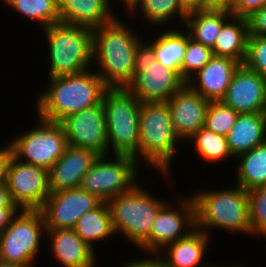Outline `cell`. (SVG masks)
<instances>
[{"instance_id": "12", "label": "cell", "mask_w": 266, "mask_h": 267, "mask_svg": "<svg viewBox=\"0 0 266 267\" xmlns=\"http://www.w3.org/2000/svg\"><path fill=\"white\" fill-rule=\"evenodd\" d=\"M171 201L161 208L148 238L138 247L139 251L146 253V257H155L167 245L196 228L195 203L191 193L185 196L179 194L176 200Z\"/></svg>"}, {"instance_id": "20", "label": "cell", "mask_w": 266, "mask_h": 267, "mask_svg": "<svg viewBox=\"0 0 266 267\" xmlns=\"http://www.w3.org/2000/svg\"><path fill=\"white\" fill-rule=\"evenodd\" d=\"M239 65L232 58L213 55L186 84L209 101H221Z\"/></svg>"}, {"instance_id": "8", "label": "cell", "mask_w": 266, "mask_h": 267, "mask_svg": "<svg viewBox=\"0 0 266 267\" xmlns=\"http://www.w3.org/2000/svg\"><path fill=\"white\" fill-rule=\"evenodd\" d=\"M185 84L179 71L156 61L153 47L142 38L135 54L134 79L127 89L140 102H167Z\"/></svg>"}, {"instance_id": "35", "label": "cell", "mask_w": 266, "mask_h": 267, "mask_svg": "<svg viewBox=\"0 0 266 267\" xmlns=\"http://www.w3.org/2000/svg\"><path fill=\"white\" fill-rule=\"evenodd\" d=\"M244 64L266 80V37L248 36L247 55Z\"/></svg>"}, {"instance_id": "2", "label": "cell", "mask_w": 266, "mask_h": 267, "mask_svg": "<svg viewBox=\"0 0 266 267\" xmlns=\"http://www.w3.org/2000/svg\"><path fill=\"white\" fill-rule=\"evenodd\" d=\"M47 79L46 89L36 94L34 103L37 115L52 122H61L71 114L98 105L108 89L94 68Z\"/></svg>"}, {"instance_id": "38", "label": "cell", "mask_w": 266, "mask_h": 267, "mask_svg": "<svg viewBox=\"0 0 266 267\" xmlns=\"http://www.w3.org/2000/svg\"><path fill=\"white\" fill-rule=\"evenodd\" d=\"M13 156L12 149L8 143L0 148V185L7 183L8 168Z\"/></svg>"}, {"instance_id": "13", "label": "cell", "mask_w": 266, "mask_h": 267, "mask_svg": "<svg viewBox=\"0 0 266 267\" xmlns=\"http://www.w3.org/2000/svg\"><path fill=\"white\" fill-rule=\"evenodd\" d=\"M12 202L19 209L39 210L51 194L49 170L12 156L7 175Z\"/></svg>"}, {"instance_id": "36", "label": "cell", "mask_w": 266, "mask_h": 267, "mask_svg": "<svg viewBox=\"0 0 266 267\" xmlns=\"http://www.w3.org/2000/svg\"><path fill=\"white\" fill-rule=\"evenodd\" d=\"M264 5L266 0H234L229 11L233 16L248 19Z\"/></svg>"}, {"instance_id": "5", "label": "cell", "mask_w": 266, "mask_h": 267, "mask_svg": "<svg viewBox=\"0 0 266 267\" xmlns=\"http://www.w3.org/2000/svg\"><path fill=\"white\" fill-rule=\"evenodd\" d=\"M47 42L48 78L75 75L93 66V29L63 22L42 29Z\"/></svg>"}, {"instance_id": "19", "label": "cell", "mask_w": 266, "mask_h": 267, "mask_svg": "<svg viewBox=\"0 0 266 267\" xmlns=\"http://www.w3.org/2000/svg\"><path fill=\"white\" fill-rule=\"evenodd\" d=\"M46 239L49 241L47 250L61 267H97V252L73 229H46Z\"/></svg>"}, {"instance_id": "28", "label": "cell", "mask_w": 266, "mask_h": 267, "mask_svg": "<svg viewBox=\"0 0 266 267\" xmlns=\"http://www.w3.org/2000/svg\"><path fill=\"white\" fill-rule=\"evenodd\" d=\"M73 230L96 252V243L107 242L109 240L106 239L115 236L108 203L101 202L96 208L82 215Z\"/></svg>"}, {"instance_id": "1", "label": "cell", "mask_w": 266, "mask_h": 267, "mask_svg": "<svg viewBox=\"0 0 266 267\" xmlns=\"http://www.w3.org/2000/svg\"><path fill=\"white\" fill-rule=\"evenodd\" d=\"M121 18L122 15H118L93 29L92 67L98 68L95 71L108 88H127L132 82L136 49L143 38L140 29H133Z\"/></svg>"}, {"instance_id": "41", "label": "cell", "mask_w": 266, "mask_h": 267, "mask_svg": "<svg viewBox=\"0 0 266 267\" xmlns=\"http://www.w3.org/2000/svg\"><path fill=\"white\" fill-rule=\"evenodd\" d=\"M19 210V208H0V234L9 226L11 219Z\"/></svg>"}, {"instance_id": "6", "label": "cell", "mask_w": 266, "mask_h": 267, "mask_svg": "<svg viewBox=\"0 0 266 267\" xmlns=\"http://www.w3.org/2000/svg\"><path fill=\"white\" fill-rule=\"evenodd\" d=\"M167 202L139 183L131 191L112 198L107 203L114 233L123 234L138 248L148 238L155 218Z\"/></svg>"}, {"instance_id": "40", "label": "cell", "mask_w": 266, "mask_h": 267, "mask_svg": "<svg viewBox=\"0 0 266 267\" xmlns=\"http://www.w3.org/2000/svg\"><path fill=\"white\" fill-rule=\"evenodd\" d=\"M234 0H202V9L230 10Z\"/></svg>"}, {"instance_id": "25", "label": "cell", "mask_w": 266, "mask_h": 267, "mask_svg": "<svg viewBox=\"0 0 266 267\" xmlns=\"http://www.w3.org/2000/svg\"><path fill=\"white\" fill-rule=\"evenodd\" d=\"M171 28L172 26L166 29L160 28L161 32L156 31V36L146 41L153 47L156 61L166 68L179 71L182 78V63L188 42V32L182 26Z\"/></svg>"}, {"instance_id": "44", "label": "cell", "mask_w": 266, "mask_h": 267, "mask_svg": "<svg viewBox=\"0 0 266 267\" xmlns=\"http://www.w3.org/2000/svg\"><path fill=\"white\" fill-rule=\"evenodd\" d=\"M0 267H35V265H23L19 263H5L0 261Z\"/></svg>"}, {"instance_id": "24", "label": "cell", "mask_w": 266, "mask_h": 267, "mask_svg": "<svg viewBox=\"0 0 266 267\" xmlns=\"http://www.w3.org/2000/svg\"><path fill=\"white\" fill-rule=\"evenodd\" d=\"M125 9L129 12L130 19L138 12L137 15L140 14L143 22L147 23L145 26L149 24L157 28H166L171 23L179 27L181 22L183 27L188 14V9L180 0H133Z\"/></svg>"}, {"instance_id": "30", "label": "cell", "mask_w": 266, "mask_h": 267, "mask_svg": "<svg viewBox=\"0 0 266 267\" xmlns=\"http://www.w3.org/2000/svg\"><path fill=\"white\" fill-rule=\"evenodd\" d=\"M187 141L192 142L188 144H193L192 151L194 150V153L201 157V161L215 165L227 162L228 159L235 162V158H232L229 151L226 137L209 131L205 127L195 132Z\"/></svg>"}, {"instance_id": "9", "label": "cell", "mask_w": 266, "mask_h": 267, "mask_svg": "<svg viewBox=\"0 0 266 267\" xmlns=\"http://www.w3.org/2000/svg\"><path fill=\"white\" fill-rule=\"evenodd\" d=\"M45 237L46 226L42 212L20 209L0 234V261L34 265L39 259L38 252L42 250L41 242H44Z\"/></svg>"}, {"instance_id": "34", "label": "cell", "mask_w": 266, "mask_h": 267, "mask_svg": "<svg viewBox=\"0 0 266 267\" xmlns=\"http://www.w3.org/2000/svg\"><path fill=\"white\" fill-rule=\"evenodd\" d=\"M212 56L211 48L194 41L188 33V42L182 63V79L187 82L210 61Z\"/></svg>"}, {"instance_id": "16", "label": "cell", "mask_w": 266, "mask_h": 267, "mask_svg": "<svg viewBox=\"0 0 266 267\" xmlns=\"http://www.w3.org/2000/svg\"><path fill=\"white\" fill-rule=\"evenodd\" d=\"M221 102L239 114L266 112V80L240 64Z\"/></svg>"}, {"instance_id": "32", "label": "cell", "mask_w": 266, "mask_h": 267, "mask_svg": "<svg viewBox=\"0 0 266 267\" xmlns=\"http://www.w3.org/2000/svg\"><path fill=\"white\" fill-rule=\"evenodd\" d=\"M238 115L239 113L221 101H210L204 127L226 137Z\"/></svg>"}, {"instance_id": "46", "label": "cell", "mask_w": 266, "mask_h": 267, "mask_svg": "<svg viewBox=\"0 0 266 267\" xmlns=\"http://www.w3.org/2000/svg\"><path fill=\"white\" fill-rule=\"evenodd\" d=\"M114 1V0H113ZM116 1V0H115ZM133 0H117L116 2H120L121 4H124L123 7L125 6L126 8L130 5V3L132 2Z\"/></svg>"}, {"instance_id": "33", "label": "cell", "mask_w": 266, "mask_h": 267, "mask_svg": "<svg viewBox=\"0 0 266 267\" xmlns=\"http://www.w3.org/2000/svg\"><path fill=\"white\" fill-rule=\"evenodd\" d=\"M248 201L252 237L266 239V185L250 189Z\"/></svg>"}, {"instance_id": "31", "label": "cell", "mask_w": 266, "mask_h": 267, "mask_svg": "<svg viewBox=\"0 0 266 267\" xmlns=\"http://www.w3.org/2000/svg\"><path fill=\"white\" fill-rule=\"evenodd\" d=\"M23 16L26 21H32L44 29L52 24L60 22L58 15L57 0H0Z\"/></svg>"}, {"instance_id": "39", "label": "cell", "mask_w": 266, "mask_h": 267, "mask_svg": "<svg viewBox=\"0 0 266 267\" xmlns=\"http://www.w3.org/2000/svg\"><path fill=\"white\" fill-rule=\"evenodd\" d=\"M121 267H164L156 257H144L134 258L122 262Z\"/></svg>"}, {"instance_id": "26", "label": "cell", "mask_w": 266, "mask_h": 267, "mask_svg": "<svg viewBox=\"0 0 266 267\" xmlns=\"http://www.w3.org/2000/svg\"><path fill=\"white\" fill-rule=\"evenodd\" d=\"M232 16L228 10L189 9L183 27L194 41L213 49L222 26Z\"/></svg>"}, {"instance_id": "17", "label": "cell", "mask_w": 266, "mask_h": 267, "mask_svg": "<svg viewBox=\"0 0 266 267\" xmlns=\"http://www.w3.org/2000/svg\"><path fill=\"white\" fill-rule=\"evenodd\" d=\"M210 101L185 84L168 101L174 131L181 141L187 140L205 125Z\"/></svg>"}, {"instance_id": "7", "label": "cell", "mask_w": 266, "mask_h": 267, "mask_svg": "<svg viewBox=\"0 0 266 267\" xmlns=\"http://www.w3.org/2000/svg\"><path fill=\"white\" fill-rule=\"evenodd\" d=\"M107 126L108 155L139 158L141 102L127 88H108L102 97Z\"/></svg>"}, {"instance_id": "37", "label": "cell", "mask_w": 266, "mask_h": 267, "mask_svg": "<svg viewBox=\"0 0 266 267\" xmlns=\"http://www.w3.org/2000/svg\"><path fill=\"white\" fill-rule=\"evenodd\" d=\"M249 35L266 37V5L248 18Z\"/></svg>"}, {"instance_id": "3", "label": "cell", "mask_w": 266, "mask_h": 267, "mask_svg": "<svg viewBox=\"0 0 266 267\" xmlns=\"http://www.w3.org/2000/svg\"><path fill=\"white\" fill-rule=\"evenodd\" d=\"M138 130L137 162L143 161L142 164H145V167L159 172L158 174L164 176L165 181L169 182V186L172 185L170 184L172 160L178 154L177 147L182 143L174 131L167 102H141Z\"/></svg>"}, {"instance_id": "21", "label": "cell", "mask_w": 266, "mask_h": 267, "mask_svg": "<svg viewBox=\"0 0 266 267\" xmlns=\"http://www.w3.org/2000/svg\"><path fill=\"white\" fill-rule=\"evenodd\" d=\"M210 239L205 232L195 228L187 236L167 245L155 257L164 267H212V263H204Z\"/></svg>"}, {"instance_id": "4", "label": "cell", "mask_w": 266, "mask_h": 267, "mask_svg": "<svg viewBox=\"0 0 266 267\" xmlns=\"http://www.w3.org/2000/svg\"><path fill=\"white\" fill-rule=\"evenodd\" d=\"M221 189H197L191 192L195 203L196 228L209 237L212 230L233 231L252 236L248 191L237 184ZM205 189V190H204Z\"/></svg>"}, {"instance_id": "23", "label": "cell", "mask_w": 266, "mask_h": 267, "mask_svg": "<svg viewBox=\"0 0 266 267\" xmlns=\"http://www.w3.org/2000/svg\"><path fill=\"white\" fill-rule=\"evenodd\" d=\"M233 158L266 142V112L239 114L227 136Z\"/></svg>"}, {"instance_id": "18", "label": "cell", "mask_w": 266, "mask_h": 267, "mask_svg": "<svg viewBox=\"0 0 266 267\" xmlns=\"http://www.w3.org/2000/svg\"><path fill=\"white\" fill-rule=\"evenodd\" d=\"M99 156L92 150L68 145L63 155L49 169L51 192L80 187L83 176Z\"/></svg>"}, {"instance_id": "43", "label": "cell", "mask_w": 266, "mask_h": 267, "mask_svg": "<svg viewBox=\"0 0 266 267\" xmlns=\"http://www.w3.org/2000/svg\"><path fill=\"white\" fill-rule=\"evenodd\" d=\"M185 7L189 9L199 8L202 9V0H180Z\"/></svg>"}, {"instance_id": "22", "label": "cell", "mask_w": 266, "mask_h": 267, "mask_svg": "<svg viewBox=\"0 0 266 267\" xmlns=\"http://www.w3.org/2000/svg\"><path fill=\"white\" fill-rule=\"evenodd\" d=\"M113 3V0H57L60 22L94 29L118 16L114 14Z\"/></svg>"}, {"instance_id": "42", "label": "cell", "mask_w": 266, "mask_h": 267, "mask_svg": "<svg viewBox=\"0 0 266 267\" xmlns=\"http://www.w3.org/2000/svg\"><path fill=\"white\" fill-rule=\"evenodd\" d=\"M0 208H18L10 198L7 184L0 185Z\"/></svg>"}, {"instance_id": "10", "label": "cell", "mask_w": 266, "mask_h": 267, "mask_svg": "<svg viewBox=\"0 0 266 267\" xmlns=\"http://www.w3.org/2000/svg\"><path fill=\"white\" fill-rule=\"evenodd\" d=\"M138 164L130 155L99 156L83 176L80 188L95 195L102 202H108L131 191L140 183L138 174L141 166Z\"/></svg>"}, {"instance_id": "14", "label": "cell", "mask_w": 266, "mask_h": 267, "mask_svg": "<svg viewBox=\"0 0 266 267\" xmlns=\"http://www.w3.org/2000/svg\"><path fill=\"white\" fill-rule=\"evenodd\" d=\"M68 145L108 155L107 126L102 101L71 114L61 122Z\"/></svg>"}, {"instance_id": "29", "label": "cell", "mask_w": 266, "mask_h": 267, "mask_svg": "<svg viewBox=\"0 0 266 267\" xmlns=\"http://www.w3.org/2000/svg\"><path fill=\"white\" fill-rule=\"evenodd\" d=\"M236 158L238 169H235V184L247 191L266 185V142Z\"/></svg>"}, {"instance_id": "27", "label": "cell", "mask_w": 266, "mask_h": 267, "mask_svg": "<svg viewBox=\"0 0 266 267\" xmlns=\"http://www.w3.org/2000/svg\"><path fill=\"white\" fill-rule=\"evenodd\" d=\"M249 36L248 19L232 16L217 36L213 55L232 58L244 64Z\"/></svg>"}, {"instance_id": "45", "label": "cell", "mask_w": 266, "mask_h": 267, "mask_svg": "<svg viewBox=\"0 0 266 267\" xmlns=\"http://www.w3.org/2000/svg\"><path fill=\"white\" fill-rule=\"evenodd\" d=\"M212 267H246V266H245V264H242V265H241V263H240L239 265H238V264H235V265H231V266H230V265H228V266H227V265H225V266L222 265V266H221V265H219V264L216 265V264L214 263Z\"/></svg>"}, {"instance_id": "11", "label": "cell", "mask_w": 266, "mask_h": 267, "mask_svg": "<svg viewBox=\"0 0 266 267\" xmlns=\"http://www.w3.org/2000/svg\"><path fill=\"white\" fill-rule=\"evenodd\" d=\"M34 120L36 126L17 133L7 143L15 158L49 170L68 146L65 131L60 122L47 121L38 115Z\"/></svg>"}, {"instance_id": "15", "label": "cell", "mask_w": 266, "mask_h": 267, "mask_svg": "<svg viewBox=\"0 0 266 267\" xmlns=\"http://www.w3.org/2000/svg\"><path fill=\"white\" fill-rule=\"evenodd\" d=\"M102 201L80 187L51 192L39 209L46 229H73L77 220Z\"/></svg>"}]
</instances>
